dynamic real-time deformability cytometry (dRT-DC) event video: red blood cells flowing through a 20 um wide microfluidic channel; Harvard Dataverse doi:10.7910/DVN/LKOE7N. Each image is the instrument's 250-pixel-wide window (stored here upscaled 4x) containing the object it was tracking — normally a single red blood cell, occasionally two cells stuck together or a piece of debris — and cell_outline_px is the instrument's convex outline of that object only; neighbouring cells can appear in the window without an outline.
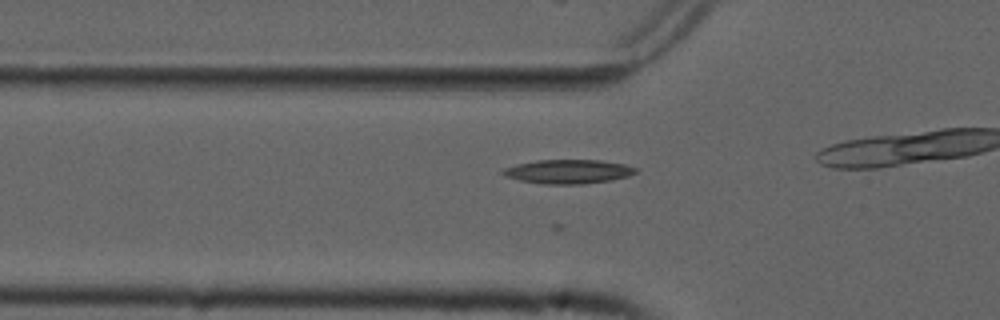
{"species": "common noctule bat (a hibernating species)", "species_latin": "Nyctalus noctula", "temperature_condition": "cold", "stored_images_in_passage": 18, "camera_frame_rate_fps": 3000, "um_per_image_px": 0.085, "animal": {"sex": "male", "forearm_length_mm": 52.5}, "frame": {"image": 1, "passage_image": 14, "time_ms": 4.333, "image_size_px": [1000, 320], "cell_outline_px": [[636, 172], [628, 176], [612, 180], [584, 184], [544, 184], [520, 180], [504, 176], [500, 172], [504, 168], [516, 164], [536, 160], [600, 160], [624, 164], [636, 168]], "centroid_in_image_um": [48.27, 14.58], "position_along_channel_um": 77.5, "area_um2": 18.61}}